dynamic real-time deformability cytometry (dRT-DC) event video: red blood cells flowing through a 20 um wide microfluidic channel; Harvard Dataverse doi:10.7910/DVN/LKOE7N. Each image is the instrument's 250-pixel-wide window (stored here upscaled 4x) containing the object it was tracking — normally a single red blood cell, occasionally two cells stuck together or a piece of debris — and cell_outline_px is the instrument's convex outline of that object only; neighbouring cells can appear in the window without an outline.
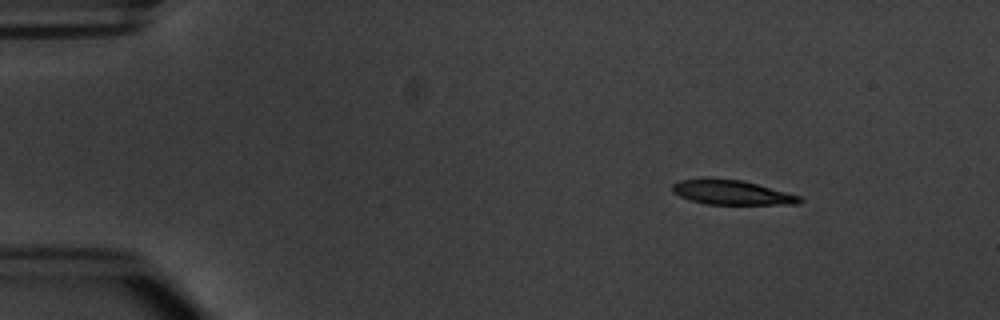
{"species": "common noctule bat (a hibernating species)", "species_latin": "Nyctalus noctula", "temperature_condition": "warm", "stored_images_in_passage": 9, "camera_frame_rate_fps": 3000, "um_per_image_px": 0.085, "animal": {"sex": "male", "body_mass_g": 20.1, "forearm_length_mm": 53.5}, "frame": {"image": 1, "passage_image": 1, "time_ms": 0.0, "image_size_px": [1000, 320], "cell_outline_px": [[804, 200], [800, 204], [704, 204], [680, 196], [672, 192], [672, 184], [680, 180], [704, 176], [708, 176], [744, 180], [788, 192], [800, 196]], "centroid_in_image_um": [62.18, 16.32], "position_along_channel_um": 22.8, "area_um2": 18.79}}
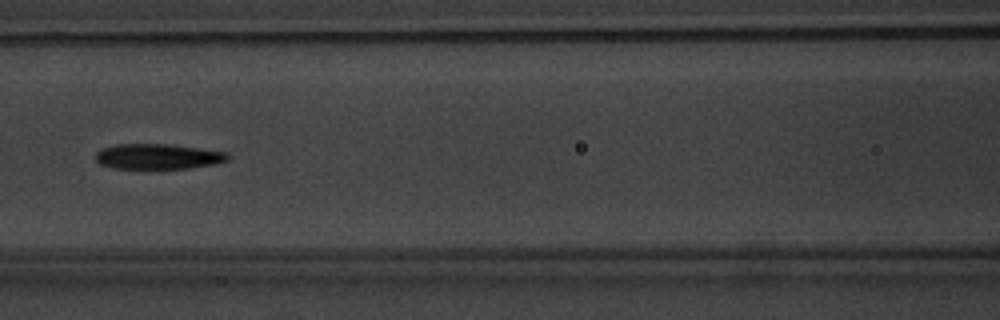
{"frame": {"image": 2, "passage_image": 6, "time_ms": 5.667, "image_size_px": [1000, 320], "cell_outline_px": [[228, 160], [216, 164], [188, 168], [112, 168], [100, 164], [96, 160], [96, 152], [100, 148], [116, 144], [168, 144], [228, 152]], "centroid_in_image_um": [13.4, 13.29], "position_along_channel_um": 153.2, "area_um2": 19.48}}
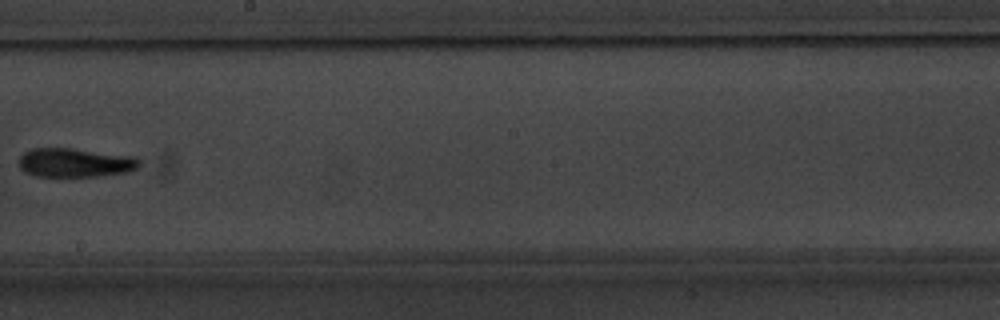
{"frame": {"image": 3, "passage_image": 8, "time_ms": 8.0, "image_size_px": [1000, 320], "cell_outline_px": [[140, 164], [136, 168], [128, 172], [104, 176], [36, 176], [24, 172], [20, 168], [20, 156], [24, 152], [32, 148], [72, 148], [136, 156], [140, 160]], "centroid_in_image_um": [6.41, 13.82], "position_along_channel_um": 241.8, "area_um2": 20.52}}